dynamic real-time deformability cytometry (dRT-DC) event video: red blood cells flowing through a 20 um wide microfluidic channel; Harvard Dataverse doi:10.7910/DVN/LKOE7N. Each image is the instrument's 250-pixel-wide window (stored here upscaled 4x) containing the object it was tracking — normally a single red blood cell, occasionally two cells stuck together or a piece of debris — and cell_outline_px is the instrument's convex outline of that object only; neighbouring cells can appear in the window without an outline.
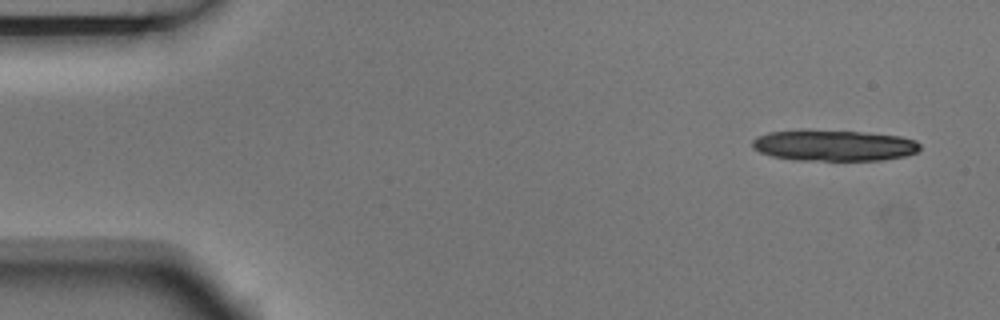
{"species": "Egyptian fruit bat (a non-hibernating species)", "species_latin": "Rousettus aegyptiacus", "temperature_condition": "room temperature", "stored_images_in_passage": 5, "camera_frame_rate_fps": 3000, "um_per_image_px": 0.085, "animal": {"sex": "male"}, "frame": {"image": 1, "passage_image": 1, "time_ms": 0.0, "image_size_px": [1000, 320], "cell_outline_px": [[920, 148], [916, 152], [904, 156], [880, 160], [796, 160], [772, 156], [760, 152], [752, 148], [752, 140], [756, 136], [768, 132], [800, 128], [808, 128], [860, 132], [900, 136], [916, 140], [920, 144]], "centroid_in_image_um": [70.8, 12.33], "position_along_channel_um": 14.2, "area_um2": 30.92}}
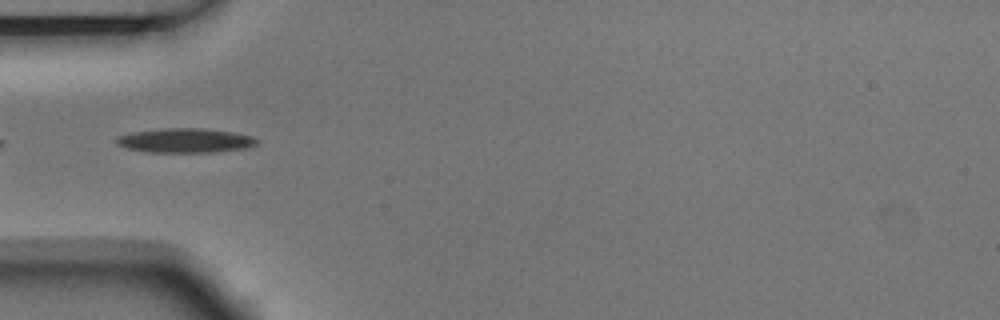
{"frame": {"image": 2, "passage_image": 5, "time_ms": 1.333, "image_size_px": [1000, 320], "cell_outline_px": [[260, 140], [256, 144], [244, 148], [212, 152], [148, 152], [128, 148], [116, 144], [116, 136], [132, 132], [164, 128], [204, 128], [236, 132], [252, 136]], "centroid_in_image_um": [15.75, 11.93], "position_along_channel_um": 69.2, "area_um2": 20.0}}